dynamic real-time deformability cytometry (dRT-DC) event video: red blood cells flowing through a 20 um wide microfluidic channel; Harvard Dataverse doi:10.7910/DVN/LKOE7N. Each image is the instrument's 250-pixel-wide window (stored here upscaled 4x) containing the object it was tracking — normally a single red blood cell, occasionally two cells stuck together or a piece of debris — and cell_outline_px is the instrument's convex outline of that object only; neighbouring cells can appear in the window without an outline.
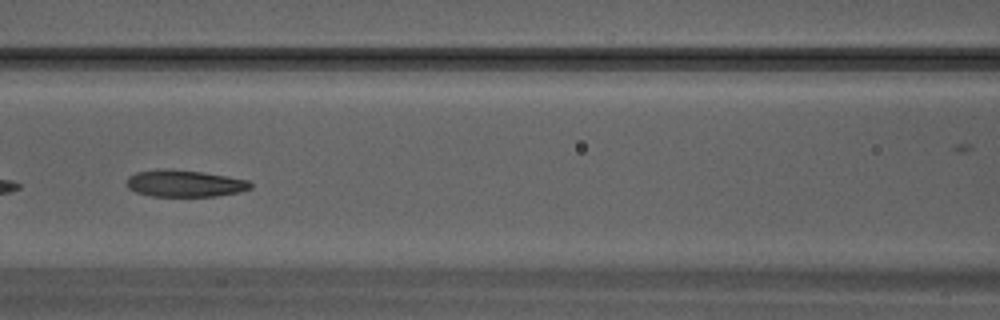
{"species": "Egyptian fruit bat (a non-hibernating species)", "species_latin": "Rousettus aegyptiacus", "temperature_condition": "warm", "stored_images_in_passage": 33, "camera_frame_rate_fps": 3000, "um_per_image_px": 0.085, "animal": {"sex": "male"}, "frame": {"image": 1, "passage_image": 15, "time_ms": 4.667, "image_size_px": [1000, 320], "cell_outline_px": [[252, 188], [240, 192], [216, 196], [152, 196], [136, 192], [128, 188], [124, 184], [128, 176], [136, 172], [160, 168], [168, 168], [200, 172], [248, 180], [252, 184]], "centroid_in_image_um": [15.64, 15.59], "position_along_channel_um": 151.0, "area_um2": 19.48}}